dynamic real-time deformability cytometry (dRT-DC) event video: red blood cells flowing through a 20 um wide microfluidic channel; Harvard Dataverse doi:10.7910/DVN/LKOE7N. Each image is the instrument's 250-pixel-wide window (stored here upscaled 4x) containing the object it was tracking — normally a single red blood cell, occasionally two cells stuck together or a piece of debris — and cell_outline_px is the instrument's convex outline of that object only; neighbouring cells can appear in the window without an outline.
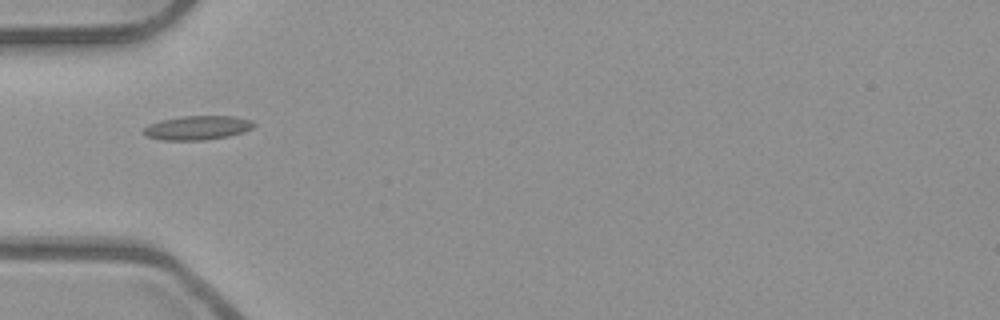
{"species": "common noctule bat (a hibernating species)", "species_latin": "Nyctalus noctula", "temperature_condition": "room temperature", "stored_images_in_passage": 1, "camera_frame_rate_fps": 3000, "um_per_image_px": 0.085, "animal": {"sex": "male", "body_mass_g": 23.1, "forearm_length_mm": 52.7}, "frame": {"image": 1, "passage_image": 1, "time_ms": 0.0, "image_size_px": [1000, 320], "cell_outline_px": [[256, 124], [252, 128], [244, 132], [228, 136], [204, 140], [160, 140], [144, 136], [140, 132], [148, 124], [160, 120], [180, 116], [236, 116], [252, 120]], "centroid_in_image_um": [16.74, 10.86], "position_along_channel_um": 68.3, "area_um2": 15.78}}